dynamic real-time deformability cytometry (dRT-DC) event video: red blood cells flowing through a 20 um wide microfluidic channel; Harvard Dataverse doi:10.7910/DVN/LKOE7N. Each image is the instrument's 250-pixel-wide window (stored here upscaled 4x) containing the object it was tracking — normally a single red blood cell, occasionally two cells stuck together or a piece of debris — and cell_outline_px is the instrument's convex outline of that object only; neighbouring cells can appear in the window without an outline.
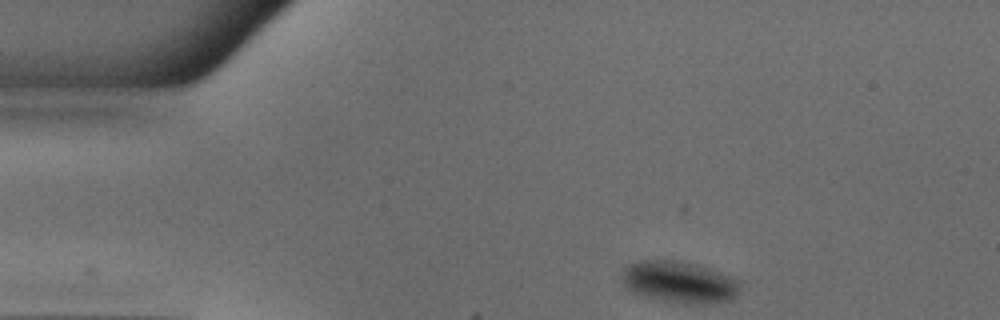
{"species": "common noctule bat (a hibernating species)", "species_latin": "Nyctalus noctula", "temperature_condition": "warm", "stored_images_in_passage": 43, "camera_frame_rate_fps": 3000, "um_per_image_px": 0.085, "animal": {"sex": "male", "body_mass_g": 18.8}, "frame": {"image": 1, "passage_image": 1, "time_ms": 0.0, "image_size_px": [1000, 320], "cell_outline_px": [[740, 288], [736, 296], [728, 300], [712, 304], [684, 304], [656, 300], [632, 292], [624, 284], [624, 268], [640, 260], [676, 260], [696, 264], [720, 272], [740, 280]], "centroid_in_image_um": [57.78, 24.0], "position_along_channel_um": 27.2, "area_um2": 28.78}}
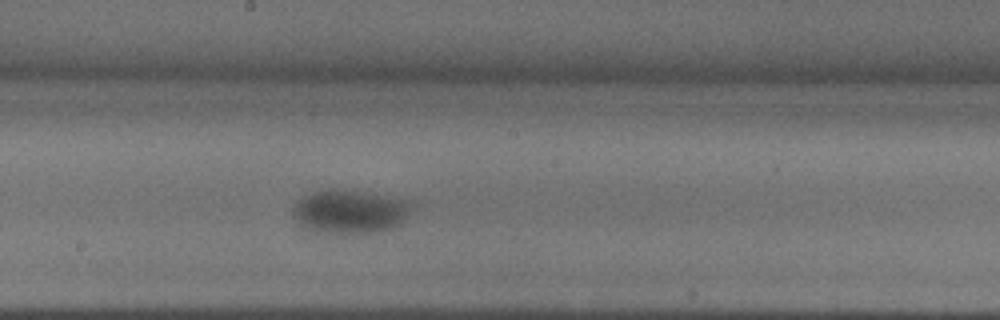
{"frame": {"image": 2, "passage_image": 20, "time_ms": 6.333, "image_size_px": [1000, 320], "cell_outline_px": [[412, 208], [404, 220], [400, 224], [388, 228], [372, 232], [328, 232], [308, 228], [300, 224], [292, 212], [292, 208], [300, 200], [316, 192], [332, 188], [356, 192], [400, 200], [408, 204]], "centroid_in_image_um": [29.7, 17.99], "position_along_channel_um": 218.5, "area_um2": 28.32}}
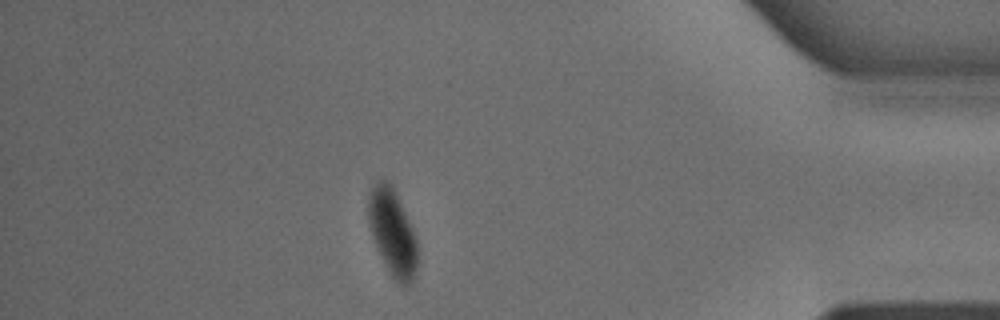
{"frame": {"image": 3, "passage_image": 37, "time_ms": 12.0, "image_size_px": [1000, 320], "cell_outline_px": [[416, 272], [412, 280], [408, 284], [400, 284], [392, 276], [372, 236], [368, 220], [368, 196], [372, 188], [380, 180], [388, 180], [392, 184], [416, 236]], "centroid_in_image_um": [33.36, 19.7], "position_along_channel_um": 401.8, "area_um2": 24.04}}